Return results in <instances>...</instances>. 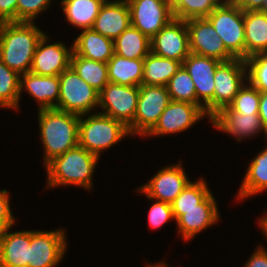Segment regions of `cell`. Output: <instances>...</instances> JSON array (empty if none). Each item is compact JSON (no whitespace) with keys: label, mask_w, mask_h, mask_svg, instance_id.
Wrapping results in <instances>:
<instances>
[{"label":"cell","mask_w":267,"mask_h":267,"mask_svg":"<svg viewBox=\"0 0 267 267\" xmlns=\"http://www.w3.org/2000/svg\"><path fill=\"white\" fill-rule=\"evenodd\" d=\"M43 33L34 22L0 23V60L20 75L30 72Z\"/></svg>","instance_id":"cell-1"},{"label":"cell","mask_w":267,"mask_h":267,"mask_svg":"<svg viewBox=\"0 0 267 267\" xmlns=\"http://www.w3.org/2000/svg\"><path fill=\"white\" fill-rule=\"evenodd\" d=\"M40 135L45 165L53 158L79 145L80 116L55 108L39 109Z\"/></svg>","instance_id":"cell-2"},{"label":"cell","mask_w":267,"mask_h":267,"mask_svg":"<svg viewBox=\"0 0 267 267\" xmlns=\"http://www.w3.org/2000/svg\"><path fill=\"white\" fill-rule=\"evenodd\" d=\"M99 157L88 152L80 145L53 158L45 167L48 175V187L61 185L92 188V176Z\"/></svg>","instance_id":"cell-3"},{"label":"cell","mask_w":267,"mask_h":267,"mask_svg":"<svg viewBox=\"0 0 267 267\" xmlns=\"http://www.w3.org/2000/svg\"><path fill=\"white\" fill-rule=\"evenodd\" d=\"M130 135L128 127L121 121L102 113H94L79 119V145L98 157L100 153Z\"/></svg>","instance_id":"cell-4"},{"label":"cell","mask_w":267,"mask_h":267,"mask_svg":"<svg viewBox=\"0 0 267 267\" xmlns=\"http://www.w3.org/2000/svg\"><path fill=\"white\" fill-rule=\"evenodd\" d=\"M226 49L245 60L244 11L232 2H223L207 17Z\"/></svg>","instance_id":"cell-5"},{"label":"cell","mask_w":267,"mask_h":267,"mask_svg":"<svg viewBox=\"0 0 267 267\" xmlns=\"http://www.w3.org/2000/svg\"><path fill=\"white\" fill-rule=\"evenodd\" d=\"M60 94L55 109L85 116L99 106V92L85 82L70 66L60 75Z\"/></svg>","instance_id":"cell-6"},{"label":"cell","mask_w":267,"mask_h":267,"mask_svg":"<svg viewBox=\"0 0 267 267\" xmlns=\"http://www.w3.org/2000/svg\"><path fill=\"white\" fill-rule=\"evenodd\" d=\"M170 101L166 86L140 85L134 121L128 126L130 134L146 136L157 124Z\"/></svg>","instance_id":"cell-7"},{"label":"cell","mask_w":267,"mask_h":267,"mask_svg":"<svg viewBox=\"0 0 267 267\" xmlns=\"http://www.w3.org/2000/svg\"><path fill=\"white\" fill-rule=\"evenodd\" d=\"M221 61L190 53L182 62L196 89V105L211 119L214 116V74ZM201 100L204 102L201 103Z\"/></svg>","instance_id":"cell-8"},{"label":"cell","mask_w":267,"mask_h":267,"mask_svg":"<svg viewBox=\"0 0 267 267\" xmlns=\"http://www.w3.org/2000/svg\"><path fill=\"white\" fill-rule=\"evenodd\" d=\"M131 26L152 39L173 18L170 0H126Z\"/></svg>","instance_id":"cell-9"},{"label":"cell","mask_w":267,"mask_h":267,"mask_svg":"<svg viewBox=\"0 0 267 267\" xmlns=\"http://www.w3.org/2000/svg\"><path fill=\"white\" fill-rule=\"evenodd\" d=\"M139 99V86H124L109 82L99 92V106L104 115L123 122L127 127L134 121Z\"/></svg>","instance_id":"cell-10"},{"label":"cell","mask_w":267,"mask_h":267,"mask_svg":"<svg viewBox=\"0 0 267 267\" xmlns=\"http://www.w3.org/2000/svg\"><path fill=\"white\" fill-rule=\"evenodd\" d=\"M247 79L244 59L220 62L214 74V115L228 107Z\"/></svg>","instance_id":"cell-11"},{"label":"cell","mask_w":267,"mask_h":267,"mask_svg":"<svg viewBox=\"0 0 267 267\" xmlns=\"http://www.w3.org/2000/svg\"><path fill=\"white\" fill-rule=\"evenodd\" d=\"M189 33L190 53L217 59L221 62L235 57L226 49L213 25L207 18L186 21Z\"/></svg>","instance_id":"cell-12"},{"label":"cell","mask_w":267,"mask_h":267,"mask_svg":"<svg viewBox=\"0 0 267 267\" xmlns=\"http://www.w3.org/2000/svg\"><path fill=\"white\" fill-rule=\"evenodd\" d=\"M64 230L30 231L28 267H54L64 257L66 246Z\"/></svg>","instance_id":"cell-13"},{"label":"cell","mask_w":267,"mask_h":267,"mask_svg":"<svg viewBox=\"0 0 267 267\" xmlns=\"http://www.w3.org/2000/svg\"><path fill=\"white\" fill-rule=\"evenodd\" d=\"M151 52L180 61L190 54L189 33L186 21L173 18L152 39Z\"/></svg>","instance_id":"cell-14"},{"label":"cell","mask_w":267,"mask_h":267,"mask_svg":"<svg viewBox=\"0 0 267 267\" xmlns=\"http://www.w3.org/2000/svg\"><path fill=\"white\" fill-rule=\"evenodd\" d=\"M189 182L181 163H179L166 166L158 171L149 182L140 187L138 192L146 194L149 199L171 204Z\"/></svg>","instance_id":"cell-15"},{"label":"cell","mask_w":267,"mask_h":267,"mask_svg":"<svg viewBox=\"0 0 267 267\" xmlns=\"http://www.w3.org/2000/svg\"><path fill=\"white\" fill-rule=\"evenodd\" d=\"M204 116L206 113L198 105L171 100L147 136H162L185 131Z\"/></svg>","instance_id":"cell-16"},{"label":"cell","mask_w":267,"mask_h":267,"mask_svg":"<svg viewBox=\"0 0 267 267\" xmlns=\"http://www.w3.org/2000/svg\"><path fill=\"white\" fill-rule=\"evenodd\" d=\"M47 40L49 39L45 33L37 44L30 72L44 76H59L71 65L73 46L68 49L59 42L48 45Z\"/></svg>","instance_id":"cell-17"},{"label":"cell","mask_w":267,"mask_h":267,"mask_svg":"<svg viewBox=\"0 0 267 267\" xmlns=\"http://www.w3.org/2000/svg\"><path fill=\"white\" fill-rule=\"evenodd\" d=\"M172 211L178 225V233L182 234L185 240L194 238L193 236L208 226L215 224L219 218V212L212 193L199 204V208Z\"/></svg>","instance_id":"cell-18"},{"label":"cell","mask_w":267,"mask_h":267,"mask_svg":"<svg viewBox=\"0 0 267 267\" xmlns=\"http://www.w3.org/2000/svg\"><path fill=\"white\" fill-rule=\"evenodd\" d=\"M131 25L130 9L126 0H106L101 6L92 29L115 40Z\"/></svg>","instance_id":"cell-19"},{"label":"cell","mask_w":267,"mask_h":267,"mask_svg":"<svg viewBox=\"0 0 267 267\" xmlns=\"http://www.w3.org/2000/svg\"><path fill=\"white\" fill-rule=\"evenodd\" d=\"M210 121L215 128L237 137L238 141H241L242 138L252 137L261 131H264L267 137L259 114H240L225 107L215 114Z\"/></svg>","instance_id":"cell-20"},{"label":"cell","mask_w":267,"mask_h":267,"mask_svg":"<svg viewBox=\"0 0 267 267\" xmlns=\"http://www.w3.org/2000/svg\"><path fill=\"white\" fill-rule=\"evenodd\" d=\"M0 231V267H28L30 231Z\"/></svg>","instance_id":"cell-21"},{"label":"cell","mask_w":267,"mask_h":267,"mask_svg":"<svg viewBox=\"0 0 267 267\" xmlns=\"http://www.w3.org/2000/svg\"><path fill=\"white\" fill-rule=\"evenodd\" d=\"M24 88L38 101L39 109L55 108L58 104L60 94L59 76L37 75L32 72L21 74L20 92Z\"/></svg>","instance_id":"cell-22"},{"label":"cell","mask_w":267,"mask_h":267,"mask_svg":"<svg viewBox=\"0 0 267 267\" xmlns=\"http://www.w3.org/2000/svg\"><path fill=\"white\" fill-rule=\"evenodd\" d=\"M72 46L75 54L102 63H107L114 54V40L93 29H83Z\"/></svg>","instance_id":"cell-23"},{"label":"cell","mask_w":267,"mask_h":267,"mask_svg":"<svg viewBox=\"0 0 267 267\" xmlns=\"http://www.w3.org/2000/svg\"><path fill=\"white\" fill-rule=\"evenodd\" d=\"M245 59L258 53H267V13L244 11Z\"/></svg>","instance_id":"cell-24"},{"label":"cell","mask_w":267,"mask_h":267,"mask_svg":"<svg viewBox=\"0 0 267 267\" xmlns=\"http://www.w3.org/2000/svg\"><path fill=\"white\" fill-rule=\"evenodd\" d=\"M144 59H128L113 54L107 62L109 82L124 86L142 85Z\"/></svg>","instance_id":"cell-25"},{"label":"cell","mask_w":267,"mask_h":267,"mask_svg":"<svg viewBox=\"0 0 267 267\" xmlns=\"http://www.w3.org/2000/svg\"><path fill=\"white\" fill-rule=\"evenodd\" d=\"M182 63L150 52L144 58L142 84L166 86Z\"/></svg>","instance_id":"cell-26"},{"label":"cell","mask_w":267,"mask_h":267,"mask_svg":"<svg viewBox=\"0 0 267 267\" xmlns=\"http://www.w3.org/2000/svg\"><path fill=\"white\" fill-rule=\"evenodd\" d=\"M151 52V39L129 26L114 40V53L128 59H144Z\"/></svg>","instance_id":"cell-27"},{"label":"cell","mask_w":267,"mask_h":267,"mask_svg":"<svg viewBox=\"0 0 267 267\" xmlns=\"http://www.w3.org/2000/svg\"><path fill=\"white\" fill-rule=\"evenodd\" d=\"M106 0H62L67 22L81 29H92L101 6Z\"/></svg>","instance_id":"cell-28"},{"label":"cell","mask_w":267,"mask_h":267,"mask_svg":"<svg viewBox=\"0 0 267 267\" xmlns=\"http://www.w3.org/2000/svg\"><path fill=\"white\" fill-rule=\"evenodd\" d=\"M250 162L242 185L239 189L238 199L242 200L267 190V148Z\"/></svg>","instance_id":"cell-29"},{"label":"cell","mask_w":267,"mask_h":267,"mask_svg":"<svg viewBox=\"0 0 267 267\" xmlns=\"http://www.w3.org/2000/svg\"><path fill=\"white\" fill-rule=\"evenodd\" d=\"M70 66L80 78L98 92L109 83L107 63L87 59L73 52Z\"/></svg>","instance_id":"cell-30"},{"label":"cell","mask_w":267,"mask_h":267,"mask_svg":"<svg viewBox=\"0 0 267 267\" xmlns=\"http://www.w3.org/2000/svg\"><path fill=\"white\" fill-rule=\"evenodd\" d=\"M223 0H170L174 18L187 21L206 18Z\"/></svg>","instance_id":"cell-31"},{"label":"cell","mask_w":267,"mask_h":267,"mask_svg":"<svg viewBox=\"0 0 267 267\" xmlns=\"http://www.w3.org/2000/svg\"><path fill=\"white\" fill-rule=\"evenodd\" d=\"M20 95V74L0 60V107L18 109Z\"/></svg>","instance_id":"cell-32"},{"label":"cell","mask_w":267,"mask_h":267,"mask_svg":"<svg viewBox=\"0 0 267 267\" xmlns=\"http://www.w3.org/2000/svg\"><path fill=\"white\" fill-rule=\"evenodd\" d=\"M171 100L188 102L196 105V89L186 69H180L170 78L166 85Z\"/></svg>","instance_id":"cell-33"},{"label":"cell","mask_w":267,"mask_h":267,"mask_svg":"<svg viewBox=\"0 0 267 267\" xmlns=\"http://www.w3.org/2000/svg\"><path fill=\"white\" fill-rule=\"evenodd\" d=\"M211 193L204 180L189 182L183 191L171 203L172 210H191L199 208V204Z\"/></svg>","instance_id":"cell-34"},{"label":"cell","mask_w":267,"mask_h":267,"mask_svg":"<svg viewBox=\"0 0 267 267\" xmlns=\"http://www.w3.org/2000/svg\"><path fill=\"white\" fill-rule=\"evenodd\" d=\"M247 81L260 93L267 91V53H258L245 59Z\"/></svg>","instance_id":"cell-35"},{"label":"cell","mask_w":267,"mask_h":267,"mask_svg":"<svg viewBox=\"0 0 267 267\" xmlns=\"http://www.w3.org/2000/svg\"><path fill=\"white\" fill-rule=\"evenodd\" d=\"M259 103L260 92L250 83H247L240 88L228 107L240 114H259Z\"/></svg>","instance_id":"cell-36"},{"label":"cell","mask_w":267,"mask_h":267,"mask_svg":"<svg viewBox=\"0 0 267 267\" xmlns=\"http://www.w3.org/2000/svg\"><path fill=\"white\" fill-rule=\"evenodd\" d=\"M51 0H17V22H34L40 12L49 7Z\"/></svg>","instance_id":"cell-37"},{"label":"cell","mask_w":267,"mask_h":267,"mask_svg":"<svg viewBox=\"0 0 267 267\" xmlns=\"http://www.w3.org/2000/svg\"><path fill=\"white\" fill-rule=\"evenodd\" d=\"M148 215V221L152 228L161 227L167 221L175 219L171 204L158 200L152 204Z\"/></svg>","instance_id":"cell-38"},{"label":"cell","mask_w":267,"mask_h":267,"mask_svg":"<svg viewBox=\"0 0 267 267\" xmlns=\"http://www.w3.org/2000/svg\"><path fill=\"white\" fill-rule=\"evenodd\" d=\"M11 207L9 204V194L7 190L0 191V231L12 227L14 223Z\"/></svg>","instance_id":"cell-39"},{"label":"cell","mask_w":267,"mask_h":267,"mask_svg":"<svg viewBox=\"0 0 267 267\" xmlns=\"http://www.w3.org/2000/svg\"><path fill=\"white\" fill-rule=\"evenodd\" d=\"M17 22V0H0V23Z\"/></svg>","instance_id":"cell-40"},{"label":"cell","mask_w":267,"mask_h":267,"mask_svg":"<svg viewBox=\"0 0 267 267\" xmlns=\"http://www.w3.org/2000/svg\"><path fill=\"white\" fill-rule=\"evenodd\" d=\"M244 267H267V251L259 246Z\"/></svg>","instance_id":"cell-41"},{"label":"cell","mask_w":267,"mask_h":267,"mask_svg":"<svg viewBox=\"0 0 267 267\" xmlns=\"http://www.w3.org/2000/svg\"><path fill=\"white\" fill-rule=\"evenodd\" d=\"M264 0H233L232 3L243 11H254L262 8Z\"/></svg>","instance_id":"cell-42"},{"label":"cell","mask_w":267,"mask_h":267,"mask_svg":"<svg viewBox=\"0 0 267 267\" xmlns=\"http://www.w3.org/2000/svg\"><path fill=\"white\" fill-rule=\"evenodd\" d=\"M259 117L265 132L267 133V91L260 93Z\"/></svg>","instance_id":"cell-43"},{"label":"cell","mask_w":267,"mask_h":267,"mask_svg":"<svg viewBox=\"0 0 267 267\" xmlns=\"http://www.w3.org/2000/svg\"><path fill=\"white\" fill-rule=\"evenodd\" d=\"M261 230L264 232L265 236L267 237V215L262 217L259 221Z\"/></svg>","instance_id":"cell-44"},{"label":"cell","mask_w":267,"mask_h":267,"mask_svg":"<svg viewBox=\"0 0 267 267\" xmlns=\"http://www.w3.org/2000/svg\"><path fill=\"white\" fill-rule=\"evenodd\" d=\"M259 11L263 13H267V0H264L262 8Z\"/></svg>","instance_id":"cell-45"},{"label":"cell","mask_w":267,"mask_h":267,"mask_svg":"<svg viewBox=\"0 0 267 267\" xmlns=\"http://www.w3.org/2000/svg\"><path fill=\"white\" fill-rule=\"evenodd\" d=\"M167 264H164L163 262L159 263V264H155V265H148L147 267H166Z\"/></svg>","instance_id":"cell-46"},{"label":"cell","mask_w":267,"mask_h":267,"mask_svg":"<svg viewBox=\"0 0 267 267\" xmlns=\"http://www.w3.org/2000/svg\"><path fill=\"white\" fill-rule=\"evenodd\" d=\"M233 0H224V2H232Z\"/></svg>","instance_id":"cell-47"}]
</instances>
